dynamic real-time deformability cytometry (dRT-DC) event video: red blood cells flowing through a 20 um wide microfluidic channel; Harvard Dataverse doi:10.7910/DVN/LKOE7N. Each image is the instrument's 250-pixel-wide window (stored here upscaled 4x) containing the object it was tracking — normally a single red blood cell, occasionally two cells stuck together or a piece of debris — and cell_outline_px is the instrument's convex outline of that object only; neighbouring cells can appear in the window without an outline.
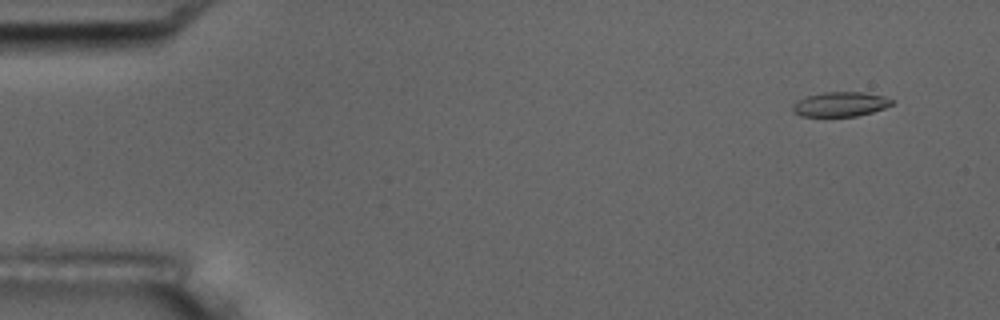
{"species": "common noctule bat (a hibernating species)", "species_latin": "Nyctalus noctula", "temperature_condition": "room temperature", "stored_images_in_passage": 8, "camera_frame_rate_fps": 3000, "um_per_image_px": 0.085, "animal": {"sex": "male", "body_mass_g": 17.5, "forearm_length_mm": 52.3}, "frame": {"image": 1, "passage_image": 1, "time_ms": 0.0, "image_size_px": [1000, 320], "cell_outline_px": [[892, 104], [884, 108], [872, 112], [856, 116], [800, 116], [792, 112], [792, 104], [796, 100], [808, 96], [824, 92], [864, 92], [884, 96], [892, 100]], "centroid_in_image_um": [71.39, 8.86], "position_along_channel_um": 13.6, "area_um2": 14.22}}
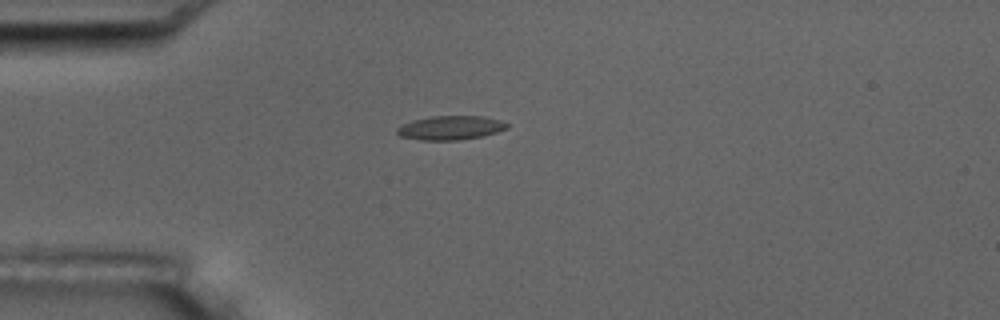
{"frame": {"image": 2, "passage_image": 4, "time_ms": 3.667, "image_size_px": [1000, 320], "cell_outline_px": [[508, 128], [484, 136], [460, 140], [420, 140], [400, 136], [396, 132], [396, 128], [412, 120], [432, 116], [484, 116], [500, 120], [508, 124]], "centroid_in_image_um": [38.3, 10.86], "position_along_channel_um": 46.7, "area_um2": 15.43}}
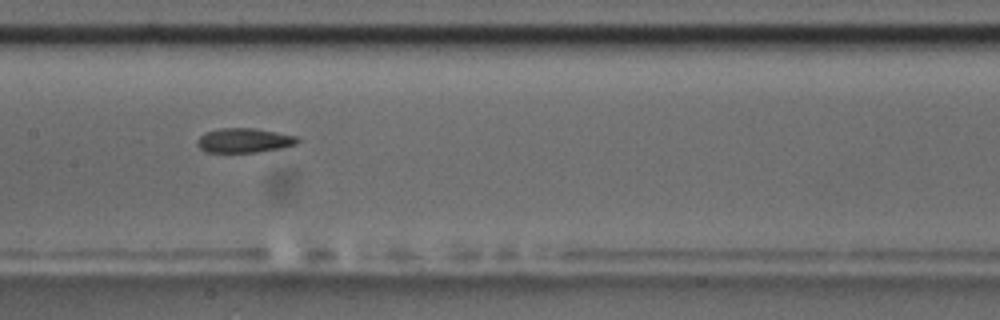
{"frame": {"image": 3, "passage_image": 8, "time_ms": 8.0, "image_size_px": [1000, 320], "cell_outline_px": [[300, 140], [296, 144], [284, 148], [256, 152], [208, 152], [200, 148], [196, 144], [196, 140], [204, 132], [220, 128], [256, 128], [296, 136]], "centroid_in_image_um": [20.75, 11.93], "position_along_channel_um": 186.7, "area_um2": 14.39}}